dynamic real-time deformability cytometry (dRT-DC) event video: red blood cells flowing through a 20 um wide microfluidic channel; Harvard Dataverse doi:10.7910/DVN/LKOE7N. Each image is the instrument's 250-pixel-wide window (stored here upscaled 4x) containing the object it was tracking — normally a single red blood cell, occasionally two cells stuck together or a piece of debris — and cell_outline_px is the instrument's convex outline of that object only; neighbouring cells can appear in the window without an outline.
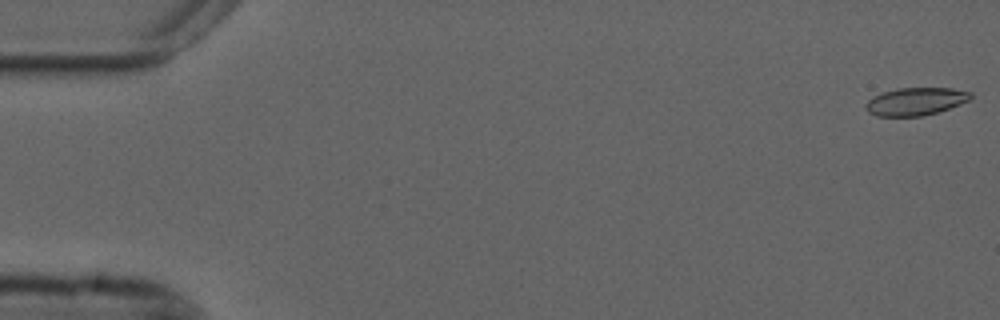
{"species": "common noctule bat (a hibernating species)", "species_latin": "Nyctalus noctula", "temperature_condition": "cold", "stored_images_in_passage": 55, "camera_frame_rate_fps": 3000, "um_per_image_px": 0.085, "animal": {"sex": "male", "forearm_length_mm": 52.5}, "frame": {"image": 1, "passage_image": 1, "time_ms": 0.0, "image_size_px": [1000, 320], "cell_outline_px": [[972, 96], [968, 100], [960, 104], [940, 112], [920, 116], [876, 116], [868, 112], [864, 108], [864, 104], [872, 96], [896, 88], [952, 88], [972, 92]], "centroid_in_image_um": [77.8, 8.62], "position_along_channel_um": 7.2, "area_um2": 17.11}}
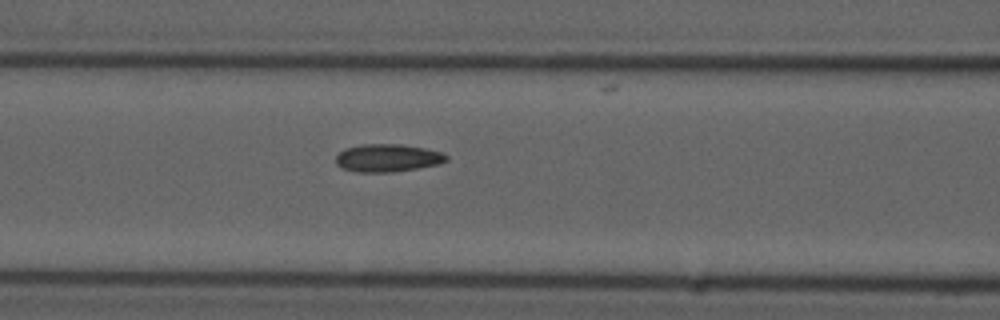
{"frame": {"image": 2, "passage_image": 23, "time_ms": 7.333, "image_size_px": [1000, 320], "cell_outline_px": [[448, 160], [436, 164], [416, 168], [392, 172], [356, 172], [340, 168], [336, 164], [336, 156], [344, 148], [360, 144], [400, 144], [424, 148], [440, 152], [448, 156]], "centroid_in_image_um": [32.88, 13.42], "position_along_channel_um": 133.7, "area_um2": 17.86}}
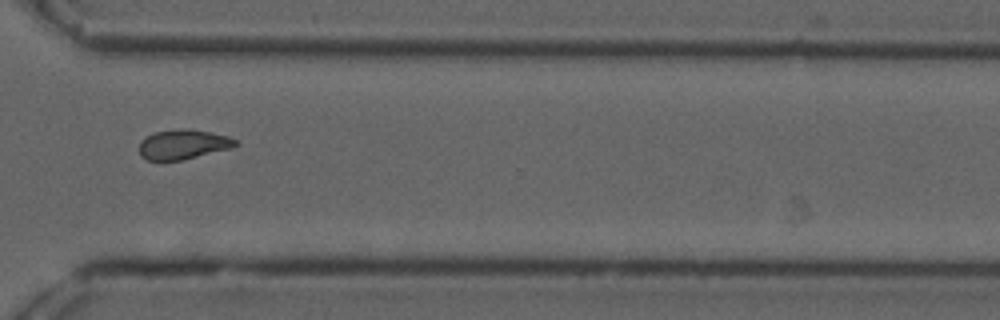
{"frame": {"image": 3, "passage_image": 41, "time_ms": 13.333, "image_size_px": [1000, 320], "cell_outline_px": [[240, 144], [232, 148], [180, 160], [148, 160], [140, 156], [140, 140], [156, 132], [184, 128], [208, 132], [228, 136], [236, 140]], "centroid_in_image_um": [15.58, 12.28], "position_along_channel_um": 355.0, "area_um2": 16.42}, "authors_computed_cell_mechanics": {"area_um2": 17.1088, "velocity_mm_per_s": 3.6972, "shape_relaxation_time_tau1_ms": null, "shape_relaxation_time_tau2_ms": 2.5333, "deformation_change_tau1": null, "deformation_change_tau2": 0.0735}}